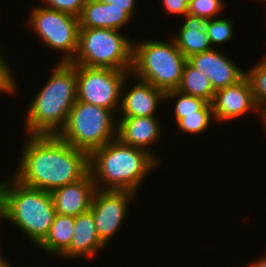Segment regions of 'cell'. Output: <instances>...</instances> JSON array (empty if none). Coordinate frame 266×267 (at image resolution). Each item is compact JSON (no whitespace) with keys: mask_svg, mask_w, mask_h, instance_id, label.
<instances>
[{"mask_svg":"<svg viewBox=\"0 0 266 267\" xmlns=\"http://www.w3.org/2000/svg\"><path fill=\"white\" fill-rule=\"evenodd\" d=\"M13 177L21 184L46 192L81 179L88 171V153L58 135H26Z\"/></svg>","mask_w":266,"mask_h":267,"instance_id":"6da1fadb","label":"cell"},{"mask_svg":"<svg viewBox=\"0 0 266 267\" xmlns=\"http://www.w3.org/2000/svg\"><path fill=\"white\" fill-rule=\"evenodd\" d=\"M160 164L146 150L126 145L117 137L88 154L89 172L98 190L138 194L143 180Z\"/></svg>","mask_w":266,"mask_h":267,"instance_id":"7a4b0ae2","label":"cell"},{"mask_svg":"<svg viewBox=\"0 0 266 267\" xmlns=\"http://www.w3.org/2000/svg\"><path fill=\"white\" fill-rule=\"evenodd\" d=\"M25 112L27 135H58L77 101L76 65L58 62Z\"/></svg>","mask_w":266,"mask_h":267,"instance_id":"3957f363","label":"cell"},{"mask_svg":"<svg viewBox=\"0 0 266 267\" xmlns=\"http://www.w3.org/2000/svg\"><path fill=\"white\" fill-rule=\"evenodd\" d=\"M10 176L0 182V223L10 221L38 246L48 235L56 215L51 194L25 186Z\"/></svg>","mask_w":266,"mask_h":267,"instance_id":"277c9868","label":"cell"},{"mask_svg":"<svg viewBox=\"0 0 266 267\" xmlns=\"http://www.w3.org/2000/svg\"><path fill=\"white\" fill-rule=\"evenodd\" d=\"M133 42L130 76L148 82L164 92L179 87L187 58L172 38Z\"/></svg>","mask_w":266,"mask_h":267,"instance_id":"5b68a950","label":"cell"},{"mask_svg":"<svg viewBox=\"0 0 266 267\" xmlns=\"http://www.w3.org/2000/svg\"><path fill=\"white\" fill-rule=\"evenodd\" d=\"M121 31L108 28H80L75 65L131 71L133 41Z\"/></svg>","mask_w":266,"mask_h":267,"instance_id":"8992f818","label":"cell"},{"mask_svg":"<svg viewBox=\"0 0 266 267\" xmlns=\"http://www.w3.org/2000/svg\"><path fill=\"white\" fill-rule=\"evenodd\" d=\"M111 110L77 100L58 136L88 154L117 137V119Z\"/></svg>","mask_w":266,"mask_h":267,"instance_id":"52a82bcc","label":"cell"},{"mask_svg":"<svg viewBox=\"0 0 266 267\" xmlns=\"http://www.w3.org/2000/svg\"><path fill=\"white\" fill-rule=\"evenodd\" d=\"M39 4L33 7L27 21L28 27L44 46L64 54L58 62H70L76 53L80 31L79 17Z\"/></svg>","mask_w":266,"mask_h":267,"instance_id":"ba28073f","label":"cell"},{"mask_svg":"<svg viewBox=\"0 0 266 267\" xmlns=\"http://www.w3.org/2000/svg\"><path fill=\"white\" fill-rule=\"evenodd\" d=\"M131 71L76 65L77 100L104 107L118 115L121 88Z\"/></svg>","mask_w":266,"mask_h":267,"instance_id":"9c48e42d","label":"cell"},{"mask_svg":"<svg viewBox=\"0 0 266 267\" xmlns=\"http://www.w3.org/2000/svg\"><path fill=\"white\" fill-rule=\"evenodd\" d=\"M136 193L127 190H96L90 206L97 233L108 246L126 220ZM130 200V201H129Z\"/></svg>","mask_w":266,"mask_h":267,"instance_id":"30bf717a","label":"cell"},{"mask_svg":"<svg viewBox=\"0 0 266 267\" xmlns=\"http://www.w3.org/2000/svg\"><path fill=\"white\" fill-rule=\"evenodd\" d=\"M211 105L215 122L227 123L250 112L260 115V109L246 76L236 84L215 91Z\"/></svg>","mask_w":266,"mask_h":267,"instance_id":"8fae6325","label":"cell"},{"mask_svg":"<svg viewBox=\"0 0 266 267\" xmlns=\"http://www.w3.org/2000/svg\"><path fill=\"white\" fill-rule=\"evenodd\" d=\"M187 62L209 78L214 91L236 84L246 76L245 70L215 48L192 55Z\"/></svg>","mask_w":266,"mask_h":267,"instance_id":"7c38bea8","label":"cell"},{"mask_svg":"<svg viewBox=\"0 0 266 267\" xmlns=\"http://www.w3.org/2000/svg\"><path fill=\"white\" fill-rule=\"evenodd\" d=\"M137 79V80H136ZM131 88L125 90L128 76L125 78L121 88L120 117H153L157 116L159 103L165 100V92L148 82L135 78ZM137 82V83H136Z\"/></svg>","mask_w":266,"mask_h":267,"instance_id":"4fadbf2b","label":"cell"},{"mask_svg":"<svg viewBox=\"0 0 266 267\" xmlns=\"http://www.w3.org/2000/svg\"><path fill=\"white\" fill-rule=\"evenodd\" d=\"M96 185L88 171L81 179L50 192L56 213L76 217L90 210Z\"/></svg>","mask_w":266,"mask_h":267,"instance_id":"5bb4252c","label":"cell"},{"mask_svg":"<svg viewBox=\"0 0 266 267\" xmlns=\"http://www.w3.org/2000/svg\"><path fill=\"white\" fill-rule=\"evenodd\" d=\"M161 124L157 116L121 117L117 120V138L126 145L146 150L160 163V157L150 147L161 139Z\"/></svg>","mask_w":266,"mask_h":267,"instance_id":"9a60e30c","label":"cell"},{"mask_svg":"<svg viewBox=\"0 0 266 267\" xmlns=\"http://www.w3.org/2000/svg\"><path fill=\"white\" fill-rule=\"evenodd\" d=\"M107 245L100 239L91 211L75 217V227L69 248L61 255L65 259L91 258Z\"/></svg>","mask_w":266,"mask_h":267,"instance_id":"2e32d148","label":"cell"},{"mask_svg":"<svg viewBox=\"0 0 266 267\" xmlns=\"http://www.w3.org/2000/svg\"><path fill=\"white\" fill-rule=\"evenodd\" d=\"M184 23L178 33L172 35L177 48L182 54L189 58L192 55L199 54L212 49L209 37V20L202 17L186 14Z\"/></svg>","mask_w":266,"mask_h":267,"instance_id":"e0dca14e","label":"cell"},{"mask_svg":"<svg viewBox=\"0 0 266 267\" xmlns=\"http://www.w3.org/2000/svg\"><path fill=\"white\" fill-rule=\"evenodd\" d=\"M132 16L112 4L88 0L79 16L80 28H108L122 31L130 23Z\"/></svg>","mask_w":266,"mask_h":267,"instance_id":"ac0fdd59","label":"cell"},{"mask_svg":"<svg viewBox=\"0 0 266 267\" xmlns=\"http://www.w3.org/2000/svg\"><path fill=\"white\" fill-rule=\"evenodd\" d=\"M75 227V217L56 213L50 231L37 246L50 255H61L69 248Z\"/></svg>","mask_w":266,"mask_h":267,"instance_id":"d6986e66","label":"cell"},{"mask_svg":"<svg viewBox=\"0 0 266 267\" xmlns=\"http://www.w3.org/2000/svg\"><path fill=\"white\" fill-rule=\"evenodd\" d=\"M177 90L191 96L202 98L210 104L215 94L209 78L188 62L184 65L181 82Z\"/></svg>","mask_w":266,"mask_h":267,"instance_id":"ffe728a7","label":"cell"},{"mask_svg":"<svg viewBox=\"0 0 266 267\" xmlns=\"http://www.w3.org/2000/svg\"><path fill=\"white\" fill-rule=\"evenodd\" d=\"M172 99L175 100L173 111L175 123L185 115L196 114L208 103L202 98L191 96L177 89L165 92V100L170 102Z\"/></svg>","mask_w":266,"mask_h":267,"instance_id":"44dd1931","label":"cell"},{"mask_svg":"<svg viewBox=\"0 0 266 267\" xmlns=\"http://www.w3.org/2000/svg\"><path fill=\"white\" fill-rule=\"evenodd\" d=\"M215 120L212 105L207 103L196 114L185 115L176 125L182 133L200 134L208 129L210 123Z\"/></svg>","mask_w":266,"mask_h":267,"instance_id":"7402d4cb","label":"cell"},{"mask_svg":"<svg viewBox=\"0 0 266 267\" xmlns=\"http://www.w3.org/2000/svg\"><path fill=\"white\" fill-rule=\"evenodd\" d=\"M252 92L259 109L266 105V56L251 69L246 70Z\"/></svg>","mask_w":266,"mask_h":267,"instance_id":"603a6c76","label":"cell"},{"mask_svg":"<svg viewBox=\"0 0 266 267\" xmlns=\"http://www.w3.org/2000/svg\"><path fill=\"white\" fill-rule=\"evenodd\" d=\"M232 22L233 21L226 17L209 19V31L207 35L212 48L215 47L216 49V44L221 45L232 40L234 33L236 32L234 31V23Z\"/></svg>","mask_w":266,"mask_h":267,"instance_id":"cb8c5ba5","label":"cell"},{"mask_svg":"<svg viewBox=\"0 0 266 267\" xmlns=\"http://www.w3.org/2000/svg\"><path fill=\"white\" fill-rule=\"evenodd\" d=\"M224 0H190L188 4V14L202 17L206 20L214 19L223 12Z\"/></svg>","mask_w":266,"mask_h":267,"instance_id":"d4e9b609","label":"cell"},{"mask_svg":"<svg viewBox=\"0 0 266 267\" xmlns=\"http://www.w3.org/2000/svg\"><path fill=\"white\" fill-rule=\"evenodd\" d=\"M3 49H0V93L7 95H15L18 91L17 79L15 80L14 73L12 68L9 66L7 59H5L4 54L2 53Z\"/></svg>","mask_w":266,"mask_h":267,"instance_id":"484cf974","label":"cell"},{"mask_svg":"<svg viewBox=\"0 0 266 267\" xmlns=\"http://www.w3.org/2000/svg\"><path fill=\"white\" fill-rule=\"evenodd\" d=\"M43 7L79 17L88 0H41Z\"/></svg>","mask_w":266,"mask_h":267,"instance_id":"4316f807","label":"cell"},{"mask_svg":"<svg viewBox=\"0 0 266 267\" xmlns=\"http://www.w3.org/2000/svg\"><path fill=\"white\" fill-rule=\"evenodd\" d=\"M163 9L166 11V13L173 14L174 15H181V17H184L186 14H188V4L189 2L187 0H162ZM183 15V16H182Z\"/></svg>","mask_w":266,"mask_h":267,"instance_id":"83f0119b","label":"cell"},{"mask_svg":"<svg viewBox=\"0 0 266 267\" xmlns=\"http://www.w3.org/2000/svg\"><path fill=\"white\" fill-rule=\"evenodd\" d=\"M101 3L112 4V6L117 8H123L126 12H128L132 17L133 13L136 12V2L137 0H95Z\"/></svg>","mask_w":266,"mask_h":267,"instance_id":"f1b7e54d","label":"cell"},{"mask_svg":"<svg viewBox=\"0 0 266 267\" xmlns=\"http://www.w3.org/2000/svg\"><path fill=\"white\" fill-rule=\"evenodd\" d=\"M252 262L253 263H250L246 267H266V255L263 256V258L261 257L258 260L256 259V261H252Z\"/></svg>","mask_w":266,"mask_h":267,"instance_id":"f546056e","label":"cell"},{"mask_svg":"<svg viewBox=\"0 0 266 267\" xmlns=\"http://www.w3.org/2000/svg\"><path fill=\"white\" fill-rule=\"evenodd\" d=\"M2 251L0 249V267H12L11 263L8 262L7 259H5V256H3Z\"/></svg>","mask_w":266,"mask_h":267,"instance_id":"4dcf8cb0","label":"cell"},{"mask_svg":"<svg viewBox=\"0 0 266 267\" xmlns=\"http://www.w3.org/2000/svg\"><path fill=\"white\" fill-rule=\"evenodd\" d=\"M260 117L259 118H261L262 120L261 121H263L262 123H263V125H264V129H266V105L265 106H263L261 109H260V115H259Z\"/></svg>","mask_w":266,"mask_h":267,"instance_id":"1f68e13d","label":"cell"}]
</instances>
